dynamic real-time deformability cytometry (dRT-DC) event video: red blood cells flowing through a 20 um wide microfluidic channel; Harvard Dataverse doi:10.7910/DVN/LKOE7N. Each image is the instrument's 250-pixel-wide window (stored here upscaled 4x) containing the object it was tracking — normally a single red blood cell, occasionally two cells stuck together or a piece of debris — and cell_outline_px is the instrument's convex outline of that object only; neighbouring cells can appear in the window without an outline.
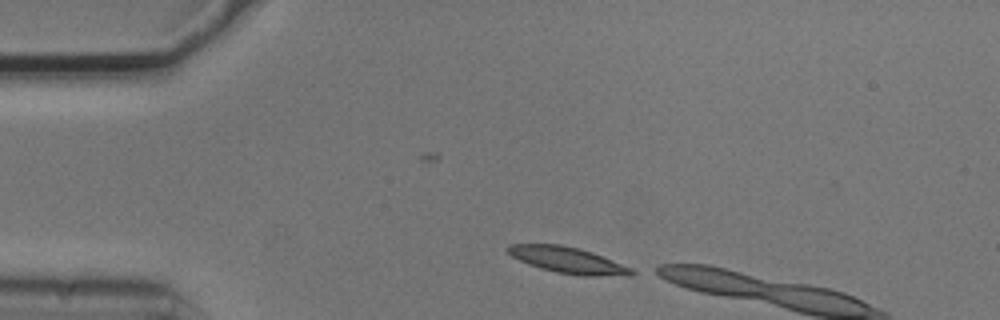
{"species": "common noctule bat (a hibernating species)", "species_latin": "Nyctalus noctula", "temperature_condition": "cold", "stored_images_in_passage": 2, "camera_frame_rate_fps": 3000, "um_per_image_px": 0.085, "animal": {"sex": "male", "body_mass_g": 20.5, "forearm_length_mm": 52.5}, "frame": {"image": 1, "passage_image": 1, "time_ms": 0.0, "image_size_px": [1000, 320], "cell_outline_px": [[640, 272], [632, 276], [584, 276], [556, 272], [540, 268], [528, 264], [504, 252], [504, 248], [508, 244], [560, 244], [580, 248], [592, 252], [632, 268]], "centroid_in_image_um": [48.28, 22.11], "position_along_channel_um": 36.7, "area_um2": 19.25}}